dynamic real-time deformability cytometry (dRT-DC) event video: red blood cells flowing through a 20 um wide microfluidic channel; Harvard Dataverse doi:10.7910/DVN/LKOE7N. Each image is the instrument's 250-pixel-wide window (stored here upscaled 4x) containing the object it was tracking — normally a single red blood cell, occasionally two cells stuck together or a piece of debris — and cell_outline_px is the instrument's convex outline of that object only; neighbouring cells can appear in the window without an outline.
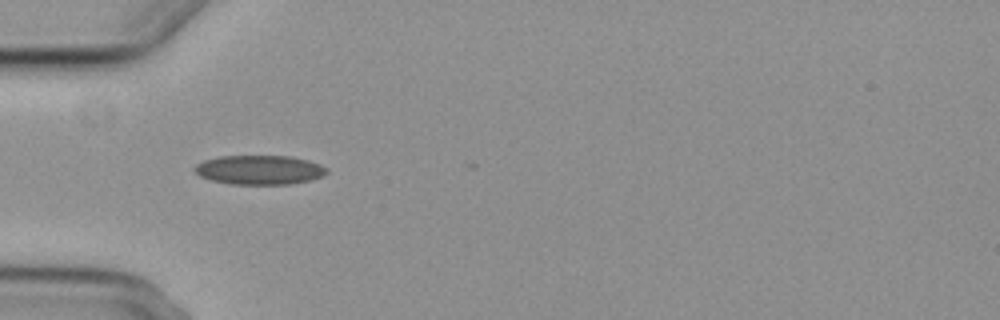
{"species": "common noctule bat (a hibernating species)", "species_latin": "Nyctalus noctula", "temperature_condition": "cold", "stored_images_in_passage": 2, "camera_frame_rate_fps": 3000, "um_per_image_px": 0.085, "animal": {"sex": "female", "body_mass_g": 29.2, "forearm_length_mm": 56.3}, "frame": {"image": 1, "passage_image": 1, "time_ms": 0.0, "image_size_px": [1000, 320], "cell_outline_px": [[328, 172], [324, 176], [312, 180], [292, 184], [228, 184], [212, 180], [200, 176], [192, 168], [196, 164], [204, 160], [220, 156], [288, 156], [308, 160], [320, 164], [328, 168]], "centroid_in_image_um": [22.08, 14.44], "position_along_channel_um": 62.9, "area_um2": 22.72}}
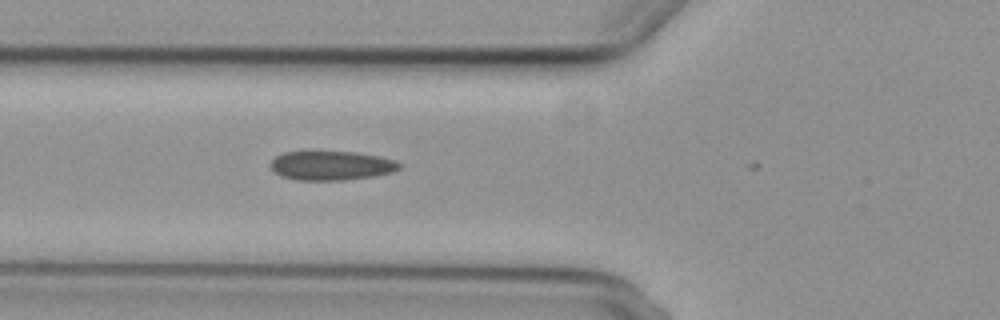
{"frame": {"image": 2, "passage_image": 2, "time_ms": 1.0, "image_size_px": [1000, 320], "cell_outline_px": [[400, 168], [392, 172], [372, 176], [344, 180], [296, 180], [280, 176], [272, 172], [268, 164], [276, 156], [284, 152], [356, 152], [380, 156], [396, 160], [400, 164]], "centroid_in_image_um": [28.12, 14.08], "position_along_channel_um": 97.7, "area_um2": 22.02}}